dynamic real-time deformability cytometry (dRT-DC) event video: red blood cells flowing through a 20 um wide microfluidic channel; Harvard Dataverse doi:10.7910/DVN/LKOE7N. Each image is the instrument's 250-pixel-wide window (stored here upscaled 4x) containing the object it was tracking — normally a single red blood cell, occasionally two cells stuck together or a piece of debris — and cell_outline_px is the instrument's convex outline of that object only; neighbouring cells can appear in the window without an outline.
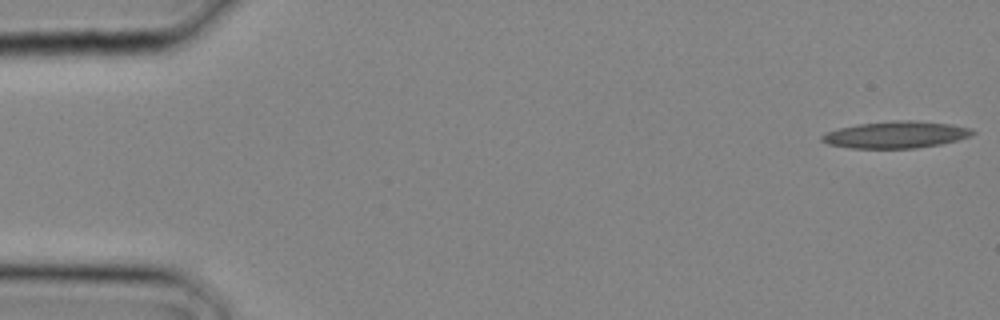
{"species": "common noctule bat (a hibernating species)", "species_latin": "Nyctalus noctula", "temperature_condition": "cold", "stored_images_in_passage": 18, "camera_frame_rate_fps": 3000, "um_per_image_px": 0.085, "animal": {"sex": "male", "body_mass_g": 20.4}, "frame": {"image": 1, "passage_image": 1, "time_ms": 0.0, "image_size_px": [1000, 320], "cell_outline_px": [[976, 132], [972, 136], [940, 144], [916, 148], [852, 148], [828, 144], [820, 140], [820, 136], [824, 132], [856, 124], [896, 120], [912, 120], [952, 124], [972, 128]], "centroid_in_image_um": [76.15, 11.44], "position_along_channel_um": 8.8, "area_um2": 23.7}}
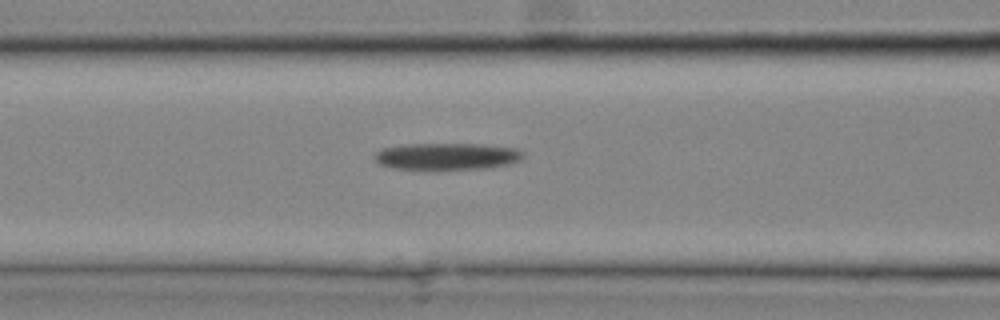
{"frame": {"image": 2, "passage_image": 12, "time_ms": 3.667, "image_size_px": [1000, 320], "cell_outline_px": [[524, 156], [520, 160], [508, 164], [488, 168], [392, 168], [380, 164], [372, 156], [376, 152], [384, 148], [400, 144], [480, 144], [516, 148], [524, 152]], "centroid_in_image_um": [38.0, 13.26], "position_along_channel_um": 128.6, "area_um2": 22.89}}
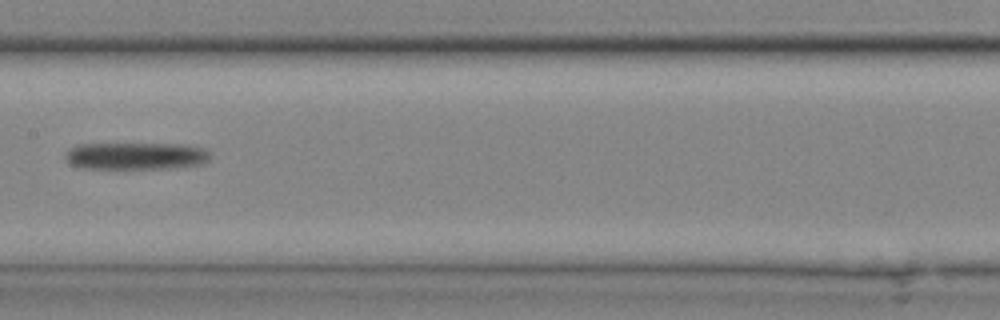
{"frame": {"image": 3, "passage_image": 15, "time_ms": 4.667, "image_size_px": [1000, 320], "cell_outline_px": [[212, 156], [204, 164], [176, 168], [80, 168], [72, 164], [64, 156], [64, 152], [68, 148], [76, 144], [188, 144], [208, 148], [212, 152]], "centroid_in_image_um": [11.64, 13.24], "position_along_channel_um": 195.8, "area_um2": 23.47}}